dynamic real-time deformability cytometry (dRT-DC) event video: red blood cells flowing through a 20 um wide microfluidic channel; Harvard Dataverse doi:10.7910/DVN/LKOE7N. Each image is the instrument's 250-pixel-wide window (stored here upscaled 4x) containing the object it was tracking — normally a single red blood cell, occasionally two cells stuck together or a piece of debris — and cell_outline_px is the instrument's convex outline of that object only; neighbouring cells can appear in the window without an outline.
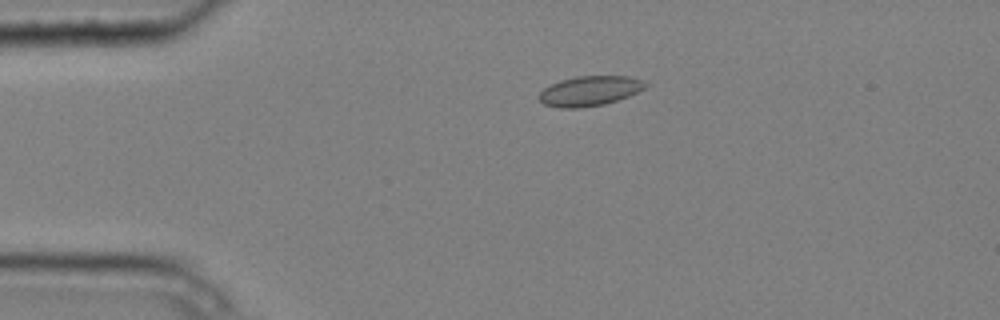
{"species": "common noctule bat (a hibernating species)", "species_latin": "Nyctalus noctula", "temperature_condition": "cold", "stored_images_in_passage": 5, "camera_frame_rate_fps": 3000, "um_per_image_px": 0.085, "animal": {"sex": "male", "body_mass_g": 20.4}, "frame": {"image": 1, "passage_image": 4, "time_ms": 1.0, "image_size_px": [1000, 320], "cell_outline_px": [[648, 84], [644, 88], [628, 96], [604, 104], [580, 108], [560, 108], [544, 104], [536, 96], [544, 88], [560, 80], [576, 76], [632, 76]], "centroid_in_image_um": [50.09, 7.73], "position_along_channel_um": 34.9, "area_um2": 18.44}}